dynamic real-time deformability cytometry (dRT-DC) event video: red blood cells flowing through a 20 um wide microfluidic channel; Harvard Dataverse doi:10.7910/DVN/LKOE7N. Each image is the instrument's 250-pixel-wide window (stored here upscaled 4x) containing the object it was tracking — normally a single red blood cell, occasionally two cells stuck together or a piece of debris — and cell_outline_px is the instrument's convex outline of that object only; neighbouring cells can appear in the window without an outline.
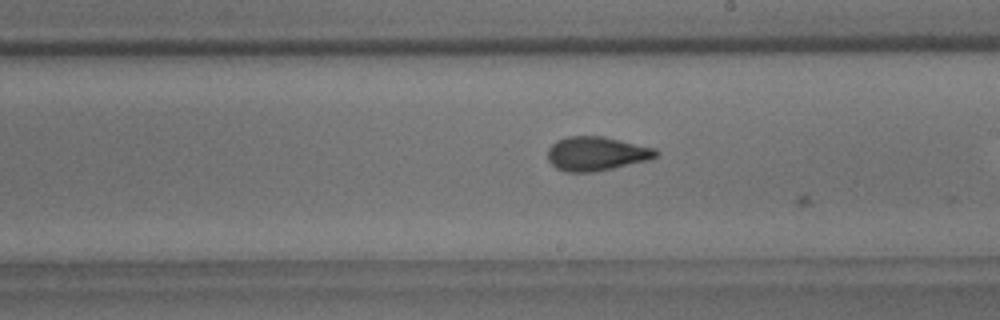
{"species": "common noctule bat (a hibernating species)", "species_latin": "Nyctalus noctula", "temperature_condition": "room temperature", "stored_images_in_passage": 15, "camera_frame_rate_fps": 3000, "um_per_image_px": 0.085, "animal": {"sex": "male", "body_mass_g": 18.8}, "frame": {"image": 1, "passage_image": 14, "time_ms": 4.333, "image_size_px": [1000, 320], "cell_outline_px": [[660, 152], [656, 156], [648, 160], [612, 168], [592, 172], [568, 172], [556, 168], [548, 160], [548, 148], [556, 140], [568, 136], [604, 136], [656, 148]], "centroid_in_image_um": [50.69, 13.05], "position_along_channel_um": 238.3, "area_um2": 21.5}}